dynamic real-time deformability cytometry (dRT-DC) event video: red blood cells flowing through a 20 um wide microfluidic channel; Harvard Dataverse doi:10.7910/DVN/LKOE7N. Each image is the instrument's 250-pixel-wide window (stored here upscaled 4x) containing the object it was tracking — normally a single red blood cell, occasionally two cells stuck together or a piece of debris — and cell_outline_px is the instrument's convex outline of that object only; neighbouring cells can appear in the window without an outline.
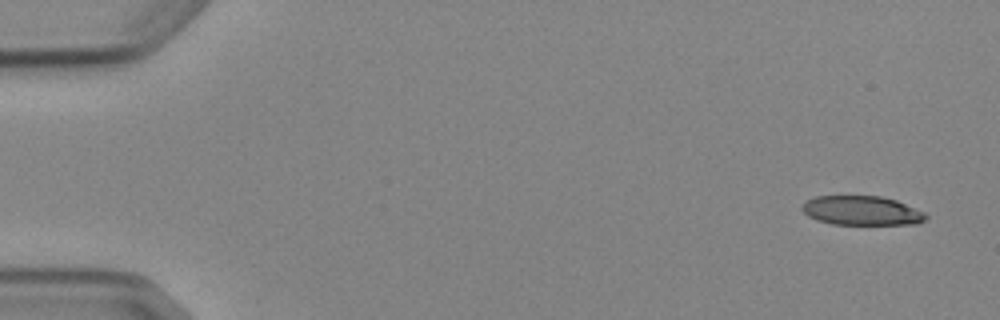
{"species": "Egyptian fruit bat (a non-hibernating species)", "species_latin": "Rousettus aegyptiacus", "temperature_condition": "cold", "stored_images_in_passage": 4, "camera_frame_rate_fps": 3000, "um_per_image_px": 0.085, "animal": {"sex": "female"}, "frame": {"image": 1, "passage_image": 1, "time_ms": 0.0, "image_size_px": [1000, 320], "cell_outline_px": [[928, 216], [924, 220], [916, 224], [832, 224], [816, 220], [808, 216], [800, 208], [808, 200], [816, 196], [880, 196], [896, 200], [924, 212]], "centroid_in_image_um": [73.24, 17.9], "position_along_channel_um": 11.8, "area_um2": 20.98}}
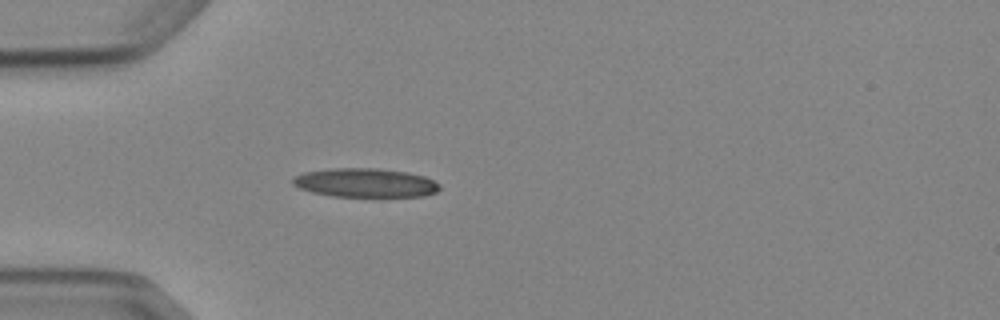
{"frame": {"image": 2, "passage_image": 4, "time_ms": 4.333, "image_size_px": [1000, 320], "cell_outline_px": [[440, 188], [436, 192], [424, 196], [332, 196], [312, 192], [300, 188], [292, 184], [292, 180], [296, 176], [304, 172], [332, 168], [376, 168], [408, 172], [424, 176], [440, 184]], "centroid_in_image_um": [31.06, 15.53], "position_along_channel_um": 53.9, "area_um2": 24.62}}